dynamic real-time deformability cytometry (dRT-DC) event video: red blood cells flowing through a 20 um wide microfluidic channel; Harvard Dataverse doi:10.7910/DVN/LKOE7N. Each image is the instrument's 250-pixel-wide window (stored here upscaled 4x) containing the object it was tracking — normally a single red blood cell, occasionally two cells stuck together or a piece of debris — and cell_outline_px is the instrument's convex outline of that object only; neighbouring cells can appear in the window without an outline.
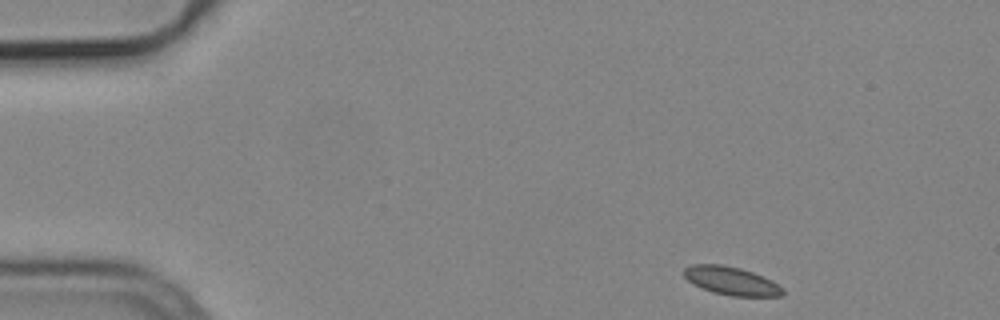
{"species": "common noctule bat (a hibernating species)", "species_latin": "Nyctalus noctula", "temperature_condition": "cold", "stored_images_in_passage": 50, "camera_frame_rate_fps": 3000, "um_per_image_px": 0.085, "animal": {"sex": "male", "body_mass_g": 19.2, "forearm_length_mm": 51.8}, "frame": {"image": 1, "passage_image": 1, "time_ms": 0.0, "image_size_px": [1000, 320], "cell_outline_px": [[784, 292], [780, 296], [732, 296], [712, 292], [688, 280], [684, 276], [684, 268], [692, 264], [724, 264], [740, 268], [764, 276], [772, 280], [784, 288]], "centroid_in_image_um": [62.19, 23.86], "position_along_channel_um": 22.8, "area_um2": 16.24}}
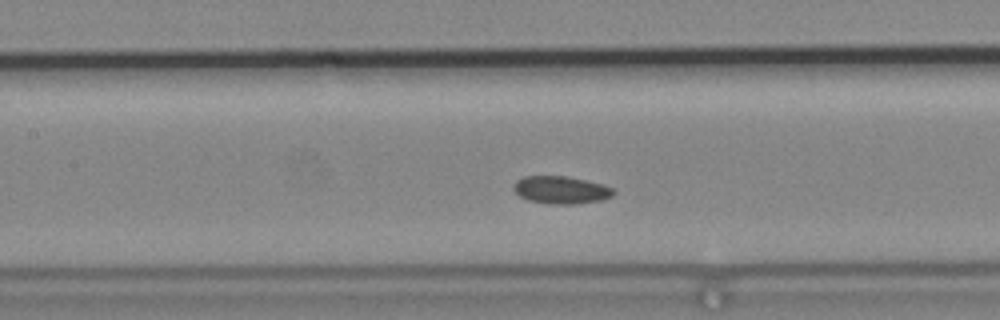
{"frame": {"image": 2, "passage_image": 19, "time_ms": 6.0, "image_size_px": [1000, 320], "cell_outline_px": [[616, 192], [612, 196], [600, 200], [576, 204], [548, 204], [528, 200], [520, 196], [512, 188], [516, 180], [524, 176], [568, 176], [604, 184], [612, 188]], "centroid_in_image_um": [47.69, 16.14], "position_along_channel_um": 159.7, "area_um2": 16.18}}
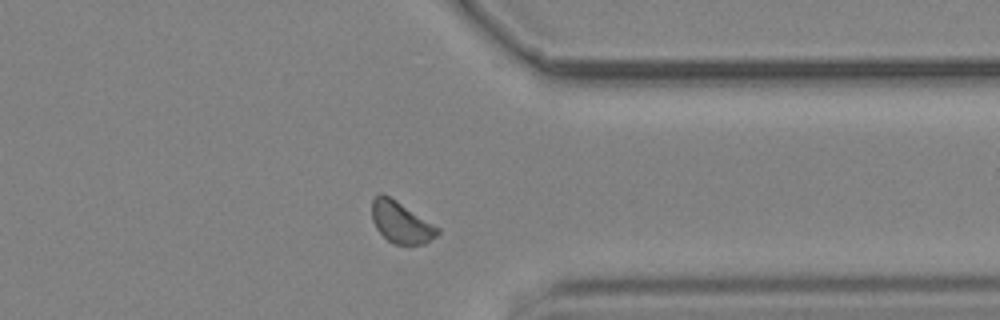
{"frame": {"image": 3, "passage_image": 37, "time_ms": 12.0, "image_size_px": [1000, 320], "cell_outline_px": [[440, 232], [436, 236], [424, 244], [396, 244], [388, 240], [376, 228], [372, 220], [372, 200], [380, 192], [396, 200], [440, 228]], "centroid_in_image_um": [34.08, 18.89], "position_along_channel_um": 377.3, "area_um2": 15.66}, "authors_computed_cell_mechanics": {"area_um2": 15.9239, "velocity_mm_per_s": 3.7162, "shape_relaxation_time_tau1_ms": null, "shape_relaxation_time_tau2_ms": 4.4094, "deformation_change_tau1": null, "deformation_change_tau2": 0.0702}}